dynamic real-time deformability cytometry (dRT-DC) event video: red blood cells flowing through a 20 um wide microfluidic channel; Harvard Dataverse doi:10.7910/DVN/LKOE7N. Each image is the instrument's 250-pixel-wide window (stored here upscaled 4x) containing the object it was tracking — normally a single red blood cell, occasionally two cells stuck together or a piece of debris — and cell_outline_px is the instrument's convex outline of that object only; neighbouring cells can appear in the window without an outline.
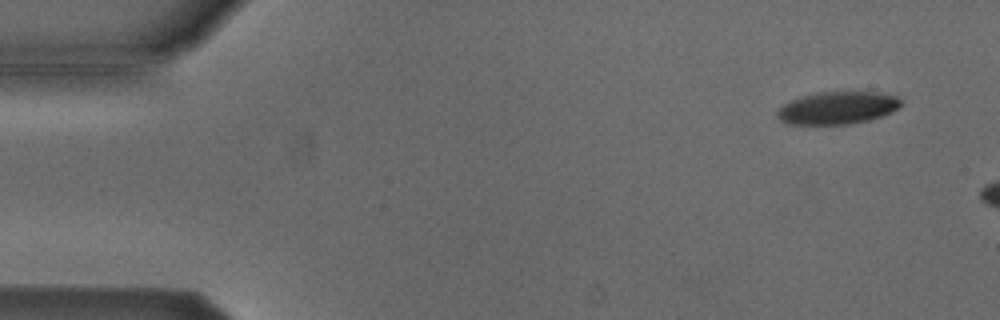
{"species": "Egyptian fruit bat (a non-hibernating species)", "species_latin": "Rousettus aegyptiacus", "temperature_condition": "cold", "stored_images_in_passage": 13, "camera_frame_rate_fps": 3000, "um_per_image_px": 0.085, "animal": {"sex": "male"}, "frame": {"image": 1, "passage_image": 4, "time_ms": 1.0, "image_size_px": [1000, 320], "cell_outline_px": [[900, 104], [892, 112], [868, 120], [848, 124], [788, 124], [780, 120], [776, 116], [776, 112], [788, 100], [816, 92], [880, 92], [896, 96], [900, 100]], "centroid_in_image_um": [71.14, 9.16], "position_along_channel_um": 13.9, "area_um2": 23.35}}